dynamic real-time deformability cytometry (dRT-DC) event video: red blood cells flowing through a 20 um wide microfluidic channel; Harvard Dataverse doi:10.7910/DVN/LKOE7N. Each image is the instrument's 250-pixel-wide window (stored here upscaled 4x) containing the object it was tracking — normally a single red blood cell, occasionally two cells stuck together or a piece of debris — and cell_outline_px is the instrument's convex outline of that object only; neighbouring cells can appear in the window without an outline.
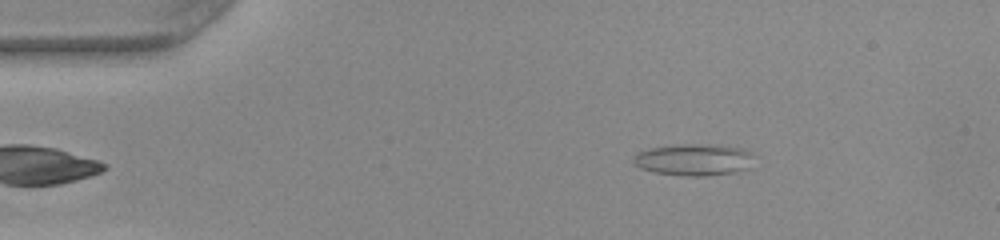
{"species": "common noctule bat (a hibernating species)", "species_latin": "Nyctalus noctula", "temperature_condition": "warm", "stored_images_in_passage": 17, "camera_frame_rate_fps": 3000, "um_per_image_px": 0.085, "animal": {"sex": "female", "body_mass_g": 22.0, "forearm_length_mm": 56.7}, "frame": {"image": 1, "passage_image": 1, "time_ms": 0.0, "image_size_px": [1000, 240], "cell_outline_px": [[752, 152], [748, 168], [736, 172], [708, 176], [684, 176], [652, 172], [640, 168], [632, 160], [636, 152], [648, 148], [680, 144], [720, 144], [744, 148]], "centroid_in_image_um": [58.96, 13.56], "position_along_channel_um": 26.0, "area_um2": 22.66}}
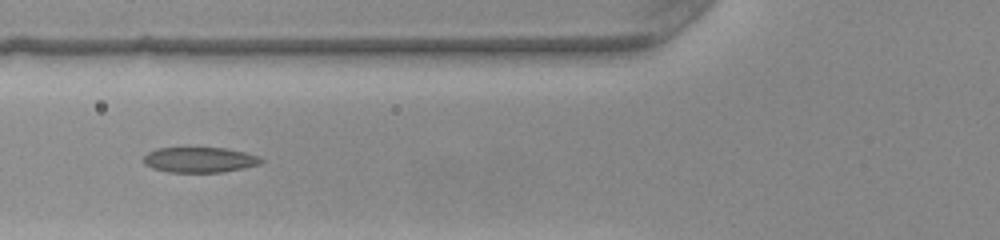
{"frame": {"image": 2, "passage_image": 12, "time_ms": 3.667, "image_size_px": [1000, 240], "cell_outline_px": [[264, 160], [260, 164], [244, 168], [224, 172], [168, 172], [152, 168], [144, 164], [144, 156], [148, 152], [156, 148], [224, 148], [244, 152], [260, 156]], "centroid_in_image_um": [16.98, 13.59], "position_along_channel_um": 108.8, "area_um2": 17.4}}
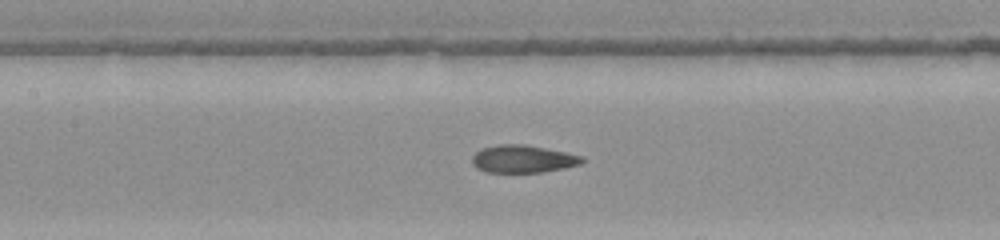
{"frame": {"image": 3, "passage_image": 16, "time_ms": 5.0, "image_size_px": [1000, 240], "cell_outline_px": [[584, 160], [580, 164], [564, 168], [544, 172], [488, 172], [476, 168], [472, 164], [472, 156], [476, 152], [484, 148], [500, 144], [524, 144], [584, 156]], "centroid_in_image_um": [44.45, 13.51], "position_along_channel_um": 163.0, "area_um2": 17.57}}